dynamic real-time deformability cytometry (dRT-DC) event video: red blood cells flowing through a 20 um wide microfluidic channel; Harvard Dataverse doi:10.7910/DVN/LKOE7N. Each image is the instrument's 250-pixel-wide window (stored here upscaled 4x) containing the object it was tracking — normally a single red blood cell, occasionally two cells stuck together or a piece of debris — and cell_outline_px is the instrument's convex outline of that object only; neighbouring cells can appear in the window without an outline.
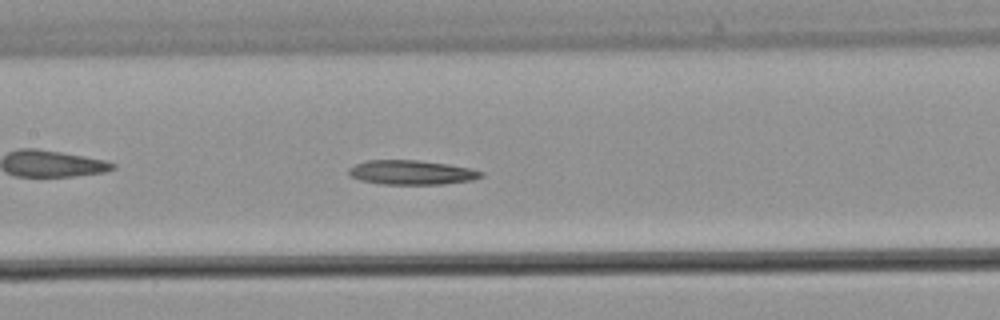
{"species": "common noctule bat (a hibernating species)", "species_latin": "Nyctalus noctula", "temperature_condition": "warm", "stored_images_in_passage": 43, "camera_frame_rate_fps": 3000, "um_per_image_px": 0.085, "animal": {"sex": "male", "body_mass_g": 21.5, "forearm_length_mm": 52.0}, "frame": {"image": 1, "passage_image": 19, "time_ms": 6.0, "image_size_px": [1000, 320], "cell_outline_px": [[484, 176], [472, 180], [444, 184], [380, 184], [360, 180], [348, 176], [348, 168], [364, 160], [416, 160], [448, 164], [468, 168], [484, 172]], "centroid_in_image_um": [34.94, 14.66], "position_along_channel_um": 172.5, "area_um2": 18.9}}
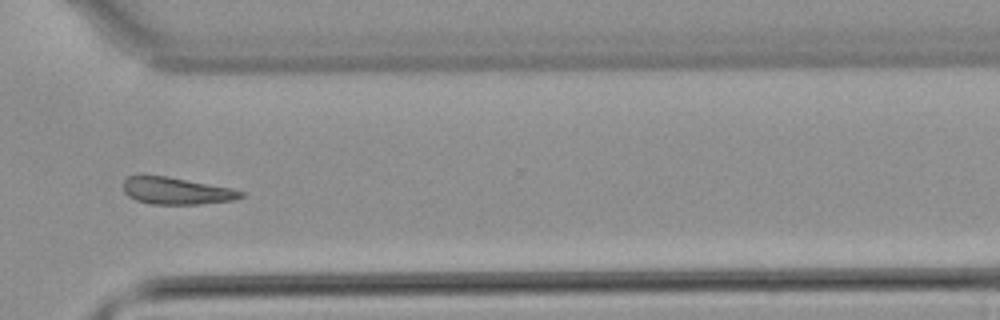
{"frame": {"image": 2, "passage_image": 31, "time_ms": 10.0, "image_size_px": [1000, 320], "cell_outline_px": [[244, 196], [236, 200], [200, 204], [152, 204], [136, 200], [128, 196], [124, 192], [124, 180], [128, 176], [140, 172], [168, 176], [232, 188], [244, 192]], "centroid_in_image_um": [14.95, 16.19], "position_along_channel_um": 355.6, "area_um2": 19.07}}